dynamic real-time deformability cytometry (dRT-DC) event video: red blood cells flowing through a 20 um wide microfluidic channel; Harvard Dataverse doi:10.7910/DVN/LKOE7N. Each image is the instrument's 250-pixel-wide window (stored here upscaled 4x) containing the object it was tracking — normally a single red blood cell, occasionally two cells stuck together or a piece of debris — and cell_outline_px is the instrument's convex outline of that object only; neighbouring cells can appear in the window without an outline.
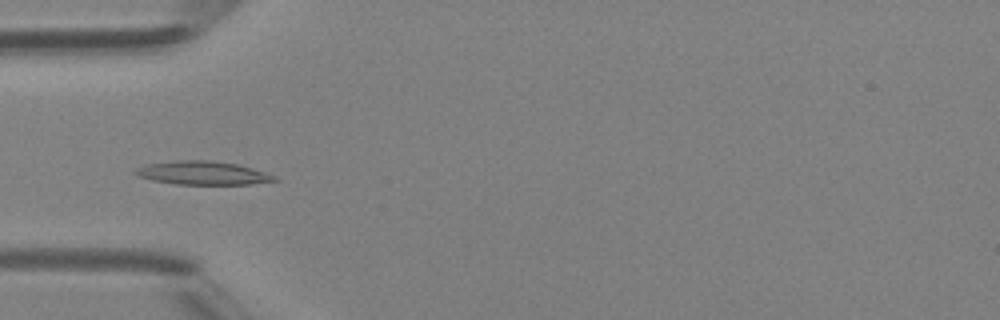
{"species": "Egyptian fruit bat (a non-hibernating species)", "species_latin": "Rousettus aegyptiacus", "temperature_condition": "room temperature", "stored_images_in_passage": 5, "camera_frame_rate_fps": 3000, "um_per_image_px": 0.085, "animal": {"sex": "female"}, "frame": {"image": 1, "passage_image": 5, "time_ms": 4.333, "image_size_px": [1000, 320], "cell_outline_px": [[280, 180], [248, 184], [176, 184], [152, 180], [136, 176], [132, 172], [136, 168], [144, 164], [172, 160], [212, 160], [236, 164], [252, 168], [276, 176]], "centroid_in_image_um": [17.16, 14.69], "position_along_channel_um": 67.8, "area_um2": 19.19}}